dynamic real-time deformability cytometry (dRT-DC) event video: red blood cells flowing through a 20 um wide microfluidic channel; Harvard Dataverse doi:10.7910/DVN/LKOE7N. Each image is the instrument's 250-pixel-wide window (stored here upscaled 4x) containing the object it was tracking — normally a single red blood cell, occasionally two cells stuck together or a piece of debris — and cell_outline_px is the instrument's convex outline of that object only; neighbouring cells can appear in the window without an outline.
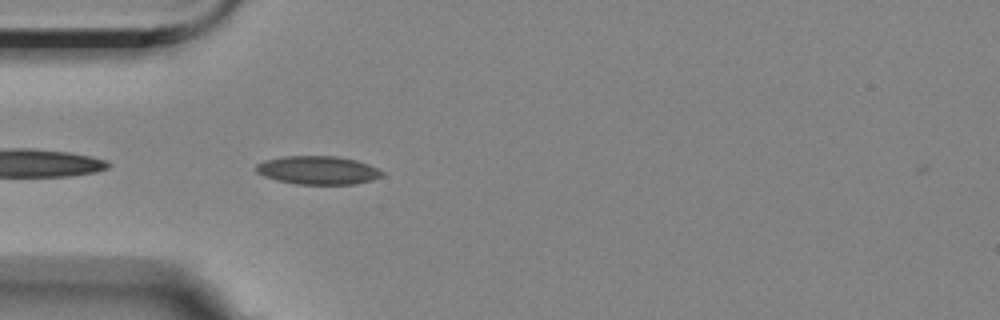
{"species": "Egyptian fruit bat (a non-hibernating species)", "species_latin": "Rousettus aegyptiacus", "temperature_condition": "room temperature", "stored_images_in_passage": 42, "camera_frame_rate_fps": 3000, "um_per_image_px": 0.085, "animal": {"sex": "female"}, "frame": {"image": 1, "passage_image": 2, "time_ms": 0.333, "image_size_px": [1000, 320], "cell_outline_px": [[384, 176], [372, 180], [356, 184], [296, 184], [276, 180], [264, 176], [256, 172], [256, 164], [264, 160], [284, 156], [336, 156], [356, 160], [368, 164], [384, 172]], "centroid_in_image_um": [27.02, 14.47], "position_along_channel_um": 58.0, "area_um2": 20.92}}
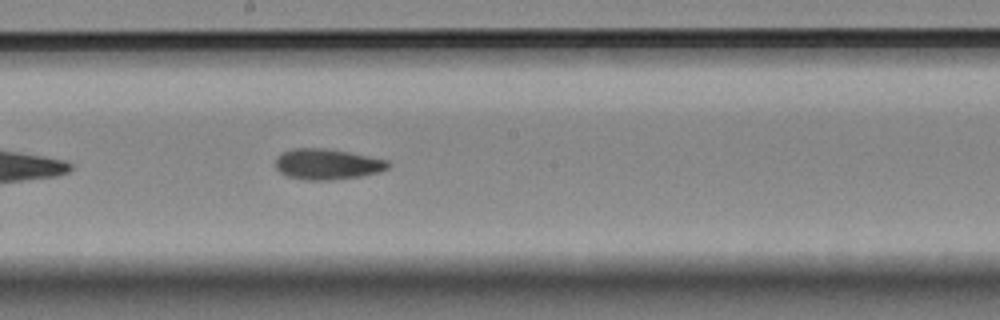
{"frame": {"image": 2, "passage_image": 16, "time_ms": 5.0, "image_size_px": [1000, 320], "cell_outline_px": [[392, 164], [388, 168], [380, 172], [360, 176], [332, 180], [308, 180], [288, 176], [280, 172], [276, 168], [276, 156], [280, 152], [292, 148], [324, 148], [348, 152], [388, 160]], "centroid_in_image_um": [27.81, 13.95], "position_along_channel_um": 220.4, "area_um2": 20.23}}
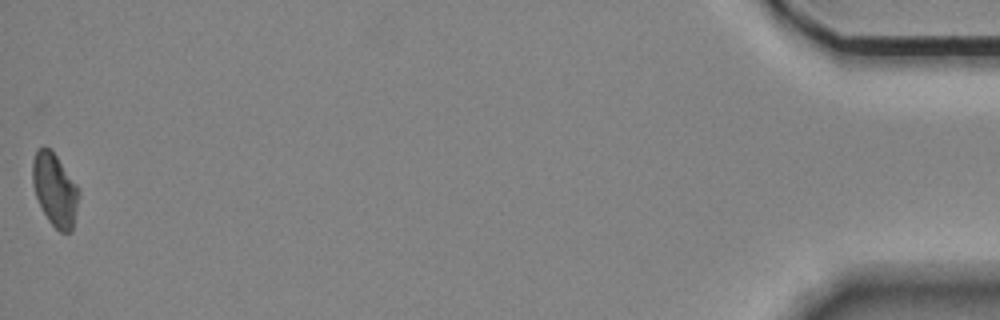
{"frame": {"image": 3, "passage_image": 42, "time_ms": 13.667, "image_size_px": [1000, 320], "cell_outline_px": [[80, 196], [72, 232], [60, 232], [48, 220], [36, 196], [32, 184], [32, 160], [36, 148], [48, 148], [56, 156], [76, 184], [80, 192]], "centroid_in_image_um": [4.67, 16.14], "position_along_channel_um": 430.5, "area_um2": 19.54}, "authors_computed_cell_mechanics": {"area_um2": 19.7387, "velocity_mm_per_s": 3.5296, "shape_relaxation_time_tau1_ms": 8.9768, "shape_relaxation_time_tau2_ms": 3.6964, "deformation_change_tau1": 0.1762, "deformation_change_tau2": 0.1071}}